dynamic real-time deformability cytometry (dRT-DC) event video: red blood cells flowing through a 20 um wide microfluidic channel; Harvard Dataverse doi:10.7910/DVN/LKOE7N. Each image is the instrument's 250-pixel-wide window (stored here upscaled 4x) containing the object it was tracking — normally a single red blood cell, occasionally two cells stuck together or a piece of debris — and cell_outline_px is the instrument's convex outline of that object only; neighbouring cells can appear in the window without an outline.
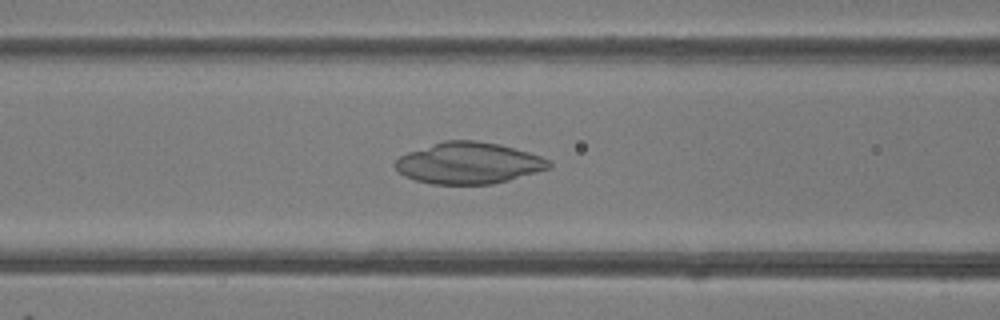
{"species": "common noctule bat (a hibernating species)", "species_latin": "Nyctalus noctula", "temperature_condition": "room temperature", "stored_images_in_passage": 47, "camera_frame_rate_fps": 3000, "um_per_image_px": 0.085, "animal": {"sex": "female"}, "frame": {"image": 1, "passage_image": 19, "time_ms": 6.0, "image_size_px": [1000, 320], "cell_outline_px": [[552, 168], [508, 180], [492, 184], [432, 184], [416, 180], [404, 176], [396, 168], [396, 160], [400, 156], [408, 152], [444, 140], [476, 140], [500, 144], [528, 152], [540, 156], [548, 160], [552, 164]], "centroid_in_image_um": [39.85, 13.86], "position_along_channel_um": 126.7, "area_um2": 36.99}}
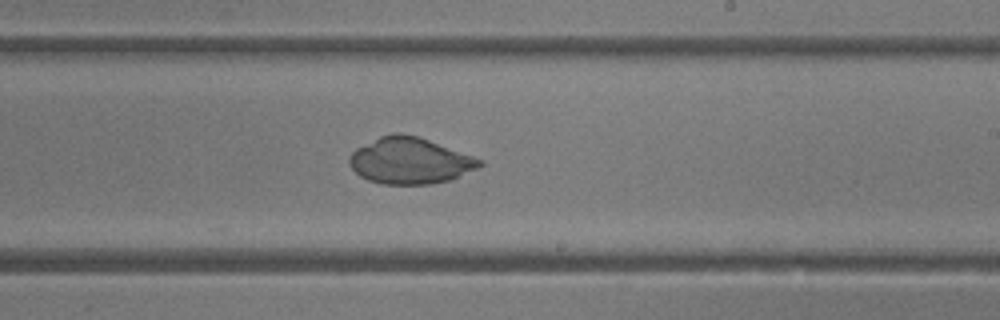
{"frame": {"image": 2, "passage_image": 28, "time_ms": 9.0, "image_size_px": [1000, 320], "cell_outline_px": [[484, 164], [476, 168], [448, 180], [432, 184], [384, 184], [368, 180], [360, 176], [348, 164], [348, 160], [352, 152], [356, 148], [380, 136], [392, 132], [400, 132], [420, 136], [484, 160]], "centroid_in_image_um": [34.83, 13.64], "position_along_channel_um": 254.2, "area_um2": 35.2}}
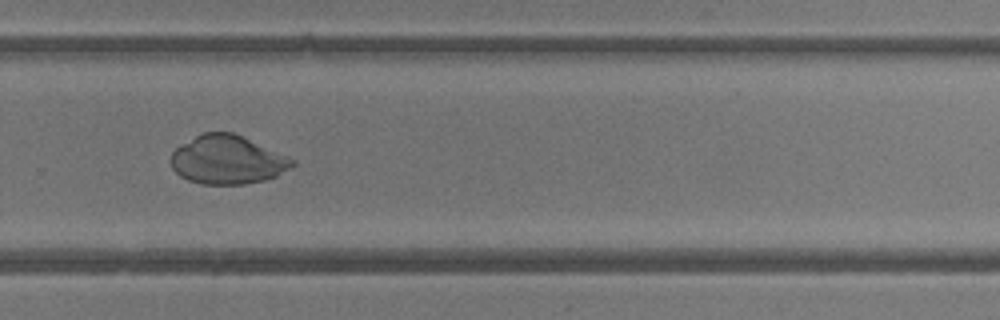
{"frame": {"image": 3, "passage_image": 32, "time_ms": 10.333, "image_size_px": [1000, 320], "cell_outline_px": [[296, 164], [276, 176], [264, 180], [244, 184], [200, 184], [188, 180], [180, 176], [172, 168], [172, 152], [176, 148], [196, 136], [204, 132], [232, 132], [288, 156], [296, 160]], "centroid_in_image_um": [19.34, 13.59], "position_along_channel_um": 310.5, "area_um2": 34.1}}